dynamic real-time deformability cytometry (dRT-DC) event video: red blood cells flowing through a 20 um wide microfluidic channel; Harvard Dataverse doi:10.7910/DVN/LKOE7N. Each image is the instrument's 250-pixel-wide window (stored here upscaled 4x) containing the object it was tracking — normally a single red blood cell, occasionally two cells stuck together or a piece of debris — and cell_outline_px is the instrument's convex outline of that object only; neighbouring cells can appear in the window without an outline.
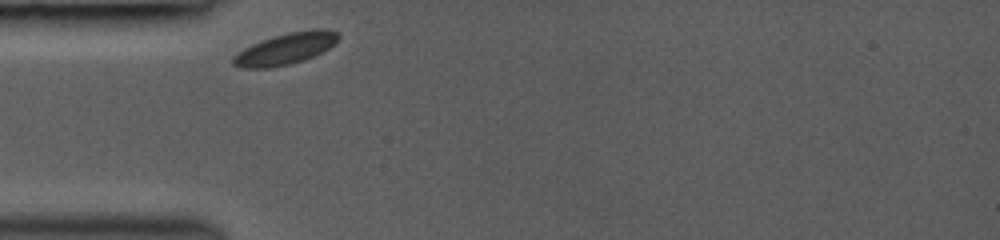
{"species": "common noctule bat (a hibernating species)", "species_latin": "Nyctalus noctula", "temperature_condition": "room temperature", "stored_images_in_passage": 41, "camera_frame_rate_fps": 3000, "um_per_image_px": 0.085, "animal": {"sex": "female", "body_mass_g": 19.0, "forearm_length_mm": 53.3}, "frame": {"image": 1, "passage_image": 1, "time_ms": 0.0, "image_size_px": [1000, 240], "cell_outline_px": [[340, 36], [328, 48], [304, 60], [288, 64], [268, 68], [240, 68], [232, 64], [232, 56], [244, 48], [252, 44], [288, 32], [312, 28], [328, 28], [336, 32]], "centroid_in_image_um": [24.25, 4.13], "position_along_channel_um": 60.7, "area_um2": 19.07}}
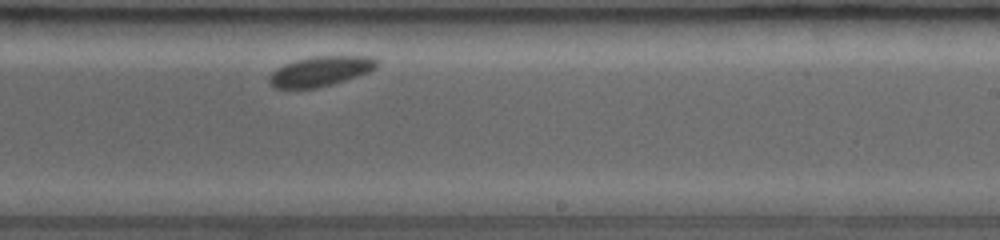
{"frame": {"image": 2, "passage_image": 25, "time_ms": 5.333, "image_size_px": [1000, 240], "cell_outline_px": [[380, 64], [376, 68], [368, 72], [332, 84], [316, 88], [272, 88], [268, 84], [268, 76], [276, 68], [284, 64], [296, 60], [312, 56], [372, 56], [380, 60]], "centroid_in_image_um": [27.24, 6.05], "position_along_channel_um": 261.8, "area_um2": 18.96}}
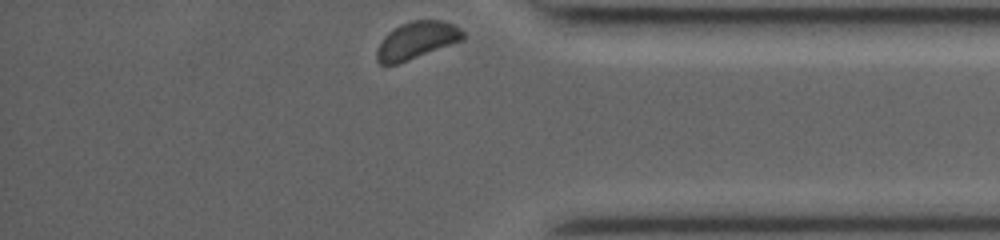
{"frame": {"image": 3, "passage_image": 41, "time_ms": 9.0, "image_size_px": [1000, 240], "cell_outline_px": [[464, 40], [396, 64], [380, 64], [376, 60], [376, 52], [384, 36], [388, 32], [400, 24], [412, 20], [440, 20], [452, 24], [460, 28], [464, 32]], "centroid_in_image_um": [35.42, 3.42], "position_along_channel_um": 399.8, "area_um2": 18.55}}